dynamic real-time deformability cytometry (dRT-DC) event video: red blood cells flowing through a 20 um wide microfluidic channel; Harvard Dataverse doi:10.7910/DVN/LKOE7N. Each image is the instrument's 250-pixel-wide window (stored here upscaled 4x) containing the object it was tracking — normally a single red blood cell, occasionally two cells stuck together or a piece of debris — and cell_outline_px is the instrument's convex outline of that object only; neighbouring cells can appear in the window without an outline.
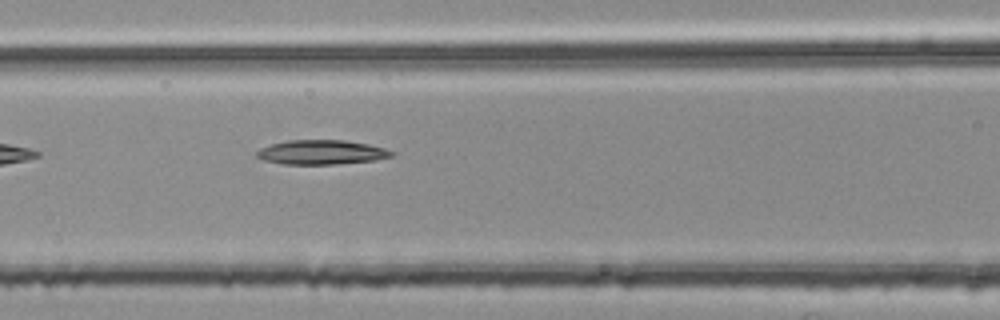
{"species": "common noctule bat (a hibernating species)", "species_latin": "Nyctalus noctula", "temperature_condition": "room temperature", "stored_images_in_passage": 6, "camera_frame_rate_fps": 3000, "um_per_image_px": 0.085, "animal": {"sex": "female", "body_mass_g": 25.1}, "frame": {"image": 1, "passage_image": 6, "time_ms": 1.667, "image_size_px": [1000, 320], "cell_outline_px": [[396, 152], [392, 156], [376, 160], [332, 164], [284, 164], [264, 160], [256, 156], [256, 152], [260, 148], [272, 144], [288, 140], [344, 140], [368, 144], [388, 148]], "centroid_in_image_um": [27.37, 12.94], "position_along_channel_um": 139.2, "area_um2": 19.19}}